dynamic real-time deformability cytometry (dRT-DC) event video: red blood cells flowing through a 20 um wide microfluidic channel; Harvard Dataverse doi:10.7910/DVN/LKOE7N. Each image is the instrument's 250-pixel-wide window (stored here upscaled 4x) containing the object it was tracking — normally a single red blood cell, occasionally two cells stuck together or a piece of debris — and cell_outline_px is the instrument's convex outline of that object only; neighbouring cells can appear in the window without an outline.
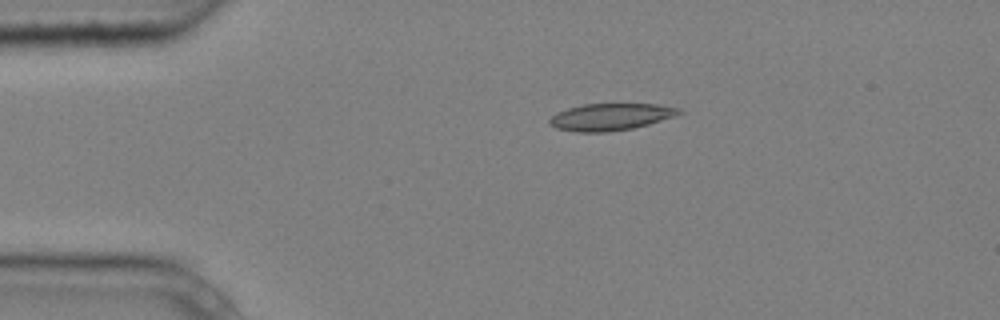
{"species": "common noctule bat (a hibernating species)", "species_latin": "Nyctalus noctula", "temperature_condition": "cold", "stored_images_in_passage": 5, "camera_frame_rate_fps": 3000, "um_per_image_px": 0.085, "animal": {"sex": "male", "body_mass_g": 20.4}, "frame": {"image": 1, "passage_image": 1, "time_ms": 0.0, "image_size_px": [1000, 320], "cell_outline_px": [[684, 112], [676, 116], [648, 124], [632, 128], [608, 132], [576, 132], [556, 128], [548, 124], [548, 120], [556, 112], [568, 108], [584, 104], [656, 104], [680, 108]], "centroid_in_image_um": [51.89, 9.93], "position_along_channel_um": 33.1, "area_um2": 20.4}}
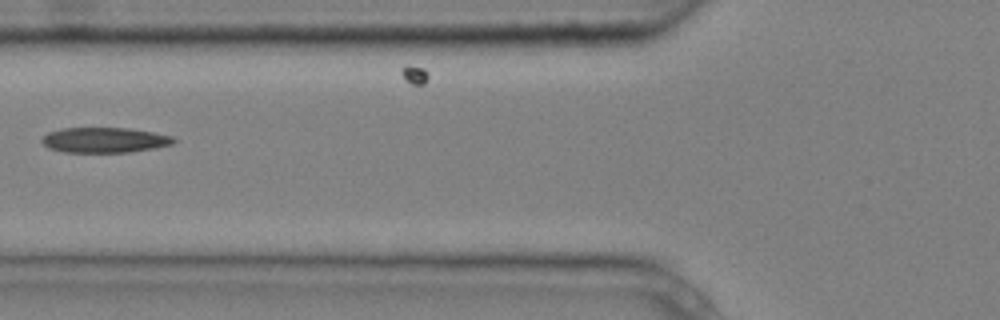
{"frame": {"image": 2, "passage_image": 4, "time_ms": 1.0, "image_size_px": [1000, 320], "cell_outline_px": [[176, 140], [172, 144], [152, 148], [128, 152], [64, 152], [48, 148], [40, 140], [48, 132], [64, 128], [128, 128], [152, 132], [172, 136]], "centroid_in_image_um": [8.85, 11.9], "position_along_channel_um": 116.9, "area_um2": 19.19}}